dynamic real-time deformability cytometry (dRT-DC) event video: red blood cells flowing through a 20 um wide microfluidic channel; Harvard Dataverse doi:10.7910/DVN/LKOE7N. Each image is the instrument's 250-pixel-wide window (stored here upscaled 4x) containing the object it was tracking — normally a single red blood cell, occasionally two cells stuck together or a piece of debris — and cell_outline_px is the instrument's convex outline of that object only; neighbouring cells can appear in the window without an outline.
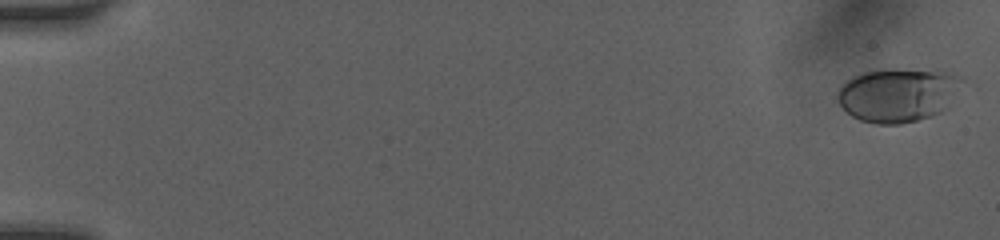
{"species": "human", "species_latin": "Homo sapiens", "temperature_condition": "room temperature", "stored_images_in_passage": 45, "camera_frame_rate_fps": 3000, "um_per_image_px": 0.085, "donor": {"sex": "female"}, "frame": {"image": 1, "passage_image": 1, "time_ms": 0.0, "image_size_px": [1000, 240], "cell_outline_px": [[964, 80], [948, 108], [944, 112], [932, 116], [900, 124], [876, 124], [860, 120], [852, 116], [836, 100], [836, 92], [840, 84], [844, 80], [852, 76], [864, 72], [952, 72], [964, 76]], "centroid_in_image_um": [76.32, 8.12], "position_along_channel_um": 8.7, "area_um2": 38.55}}
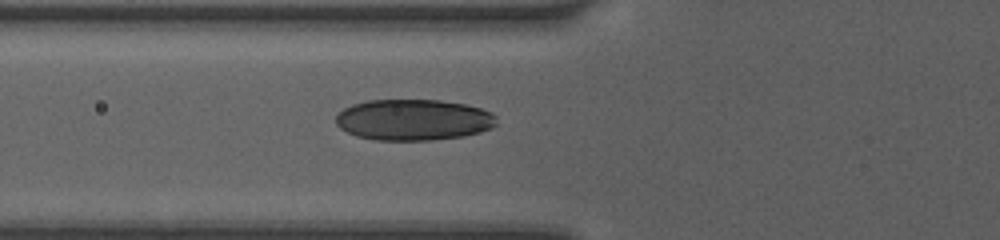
{"frame": {"image": 2, "passage_image": 30, "time_ms": 6.333, "image_size_px": [1000, 240], "cell_outline_px": [[496, 124], [492, 128], [480, 132], [464, 136], [432, 140], [376, 140], [356, 136], [340, 128], [336, 124], [336, 116], [344, 108], [352, 104], [368, 100], [440, 100], [464, 104], [480, 108], [492, 112], [496, 116]], "centroid_in_image_um": [35.15, 10.18], "position_along_channel_um": 90.6, "area_um2": 38.61}}
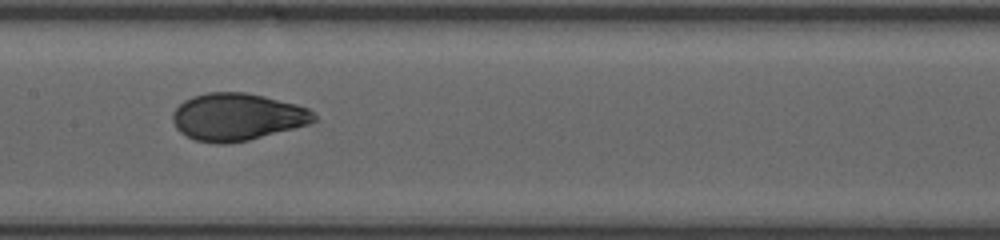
{"frame": {"image": 3, "passage_image": 44, "time_ms": 8.667, "image_size_px": [1000, 240], "cell_outline_px": [[316, 120], [308, 124], [248, 140], [224, 144], [216, 144], [196, 140], [180, 132], [176, 128], [172, 120], [172, 112], [184, 100], [192, 96], [208, 92], [244, 92], [264, 96], [296, 104], [308, 108], [316, 116]], "centroid_in_image_um": [20.13, 9.93], "position_along_channel_um": 187.3, "area_um2": 38.78}}